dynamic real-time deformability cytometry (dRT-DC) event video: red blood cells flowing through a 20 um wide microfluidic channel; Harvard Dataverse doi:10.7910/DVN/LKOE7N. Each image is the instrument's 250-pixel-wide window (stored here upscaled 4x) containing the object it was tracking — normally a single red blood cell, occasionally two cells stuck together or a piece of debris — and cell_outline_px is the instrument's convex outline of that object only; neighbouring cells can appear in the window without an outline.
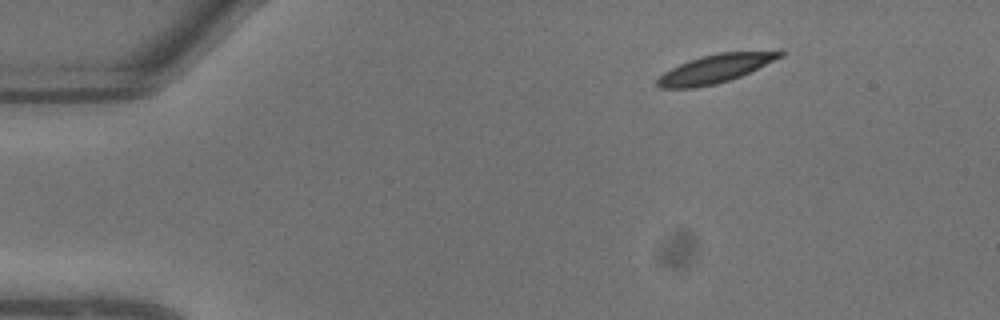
{"species": "common noctule bat (a hibernating species)", "species_latin": "Nyctalus noctula", "temperature_condition": "warm", "stored_images_in_passage": 6, "camera_frame_rate_fps": 3000, "um_per_image_px": 0.085, "animal": {"sex": "male", "body_mass_g": 13.3}, "frame": {"image": 1, "passage_image": 1, "time_ms": 0.0, "image_size_px": [1000, 320], "cell_outline_px": [[784, 56], [740, 76], [716, 84], [696, 88], [660, 88], [656, 84], [656, 80], [664, 72], [688, 60], [700, 56], [720, 52], [780, 48], [784, 48]], "centroid_in_image_um": [60.92, 5.78], "position_along_channel_um": 24.1, "area_um2": 20.92}}
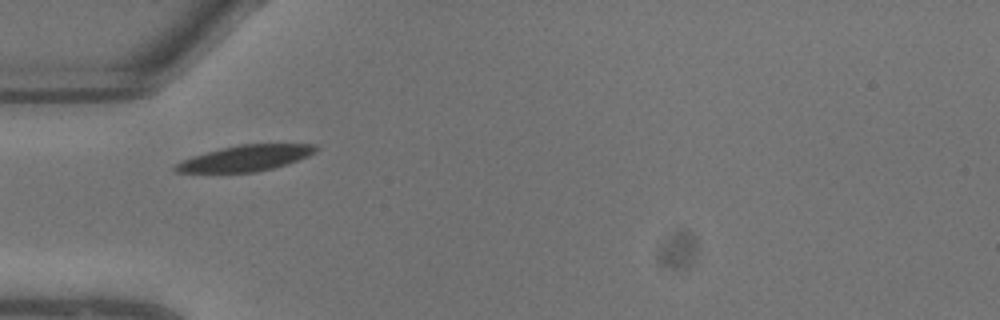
{"frame": {"image": 2, "passage_image": 5, "time_ms": 1.333, "image_size_px": [1000, 320], "cell_outline_px": [[320, 148], [316, 152], [308, 156], [288, 164], [256, 172], [176, 172], [172, 168], [180, 160], [192, 156], [220, 148], [240, 144], [316, 144]], "centroid_in_image_um": [20.88, 13.43], "position_along_channel_um": 64.1, "area_um2": 21.21}}